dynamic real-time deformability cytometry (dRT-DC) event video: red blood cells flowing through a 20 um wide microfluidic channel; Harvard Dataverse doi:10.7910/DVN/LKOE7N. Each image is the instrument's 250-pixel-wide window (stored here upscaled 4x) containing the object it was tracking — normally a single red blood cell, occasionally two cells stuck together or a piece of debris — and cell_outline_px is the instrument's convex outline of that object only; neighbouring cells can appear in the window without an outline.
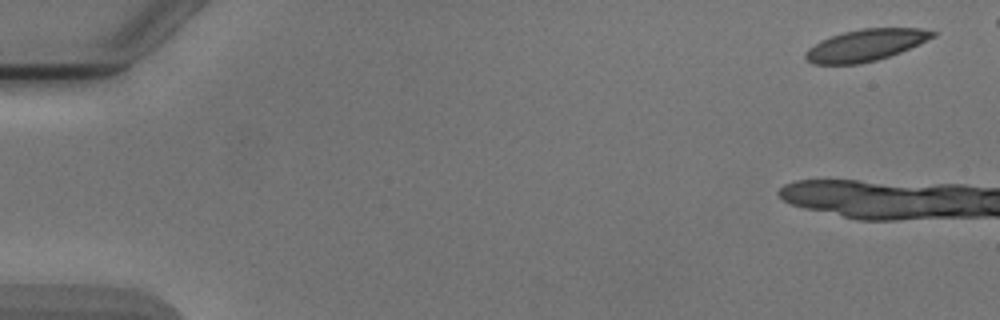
{"species": "Egyptian fruit bat (a non-hibernating species)", "species_latin": "Rousettus aegyptiacus", "temperature_condition": "cold", "stored_images_in_passage": 5, "camera_frame_rate_fps": 3000, "um_per_image_px": 0.085, "animal": {"sex": "male"}, "frame": {"image": 1, "passage_image": 1, "time_ms": 0.0, "image_size_px": [1000, 320], "cell_outline_px": [[936, 36], [900, 52], [876, 60], [860, 64], [812, 64], [804, 56], [804, 52], [808, 48], [820, 40], [844, 32], [864, 28], [920, 28], [936, 32]], "centroid_in_image_um": [73.55, 3.84], "position_along_channel_um": 11.4, "area_um2": 23.35}}